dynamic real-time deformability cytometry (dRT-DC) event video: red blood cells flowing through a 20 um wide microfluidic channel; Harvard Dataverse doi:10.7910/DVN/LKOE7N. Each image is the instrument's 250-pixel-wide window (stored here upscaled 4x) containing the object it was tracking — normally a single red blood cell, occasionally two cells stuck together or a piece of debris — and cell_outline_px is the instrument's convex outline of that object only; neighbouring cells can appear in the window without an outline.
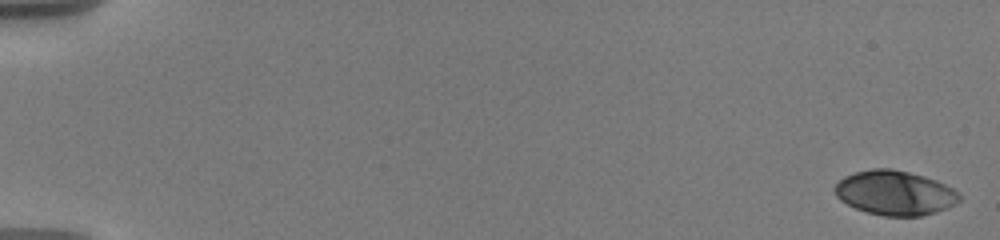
{"species": "human", "species_latin": "Homo sapiens", "temperature_condition": "warm", "stored_images_in_passage": 12, "camera_frame_rate_fps": 3000, "um_per_image_px": 0.085, "donor": {"sex": "male"}, "frame": {"image": 1, "passage_image": 1, "time_ms": 0.0, "image_size_px": [1000, 240], "cell_outline_px": [[960, 200], [956, 204], [948, 208], [936, 212], [920, 216], [884, 216], [868, 212], [856, 208], [840, 200], [836, 196], [832, 188], [844, 176], [856, 172], [872, 168], [892, 168], [924, 176], [936, 180], [952, 188], [960, 196]], "centroid_in_image_um": [76.05, 16.39], "position_along_channel_um": 8.9, "area_um2": 32.31}}
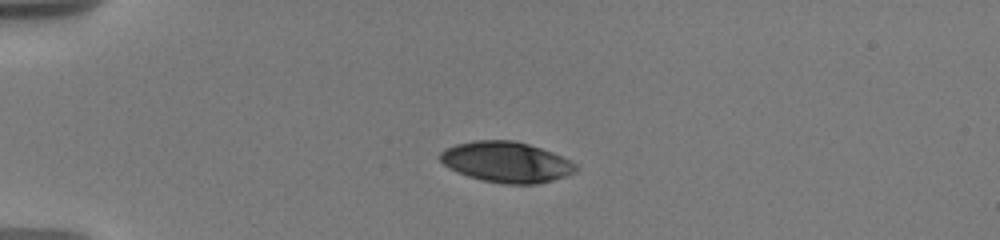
{"frame": {"image": 2, "passage_image": 9, "time_ms": 4.667, "image_size_px": [1000, 240], "cell_outline_px": [[580, 168], [564, 176], [552, 180], [536, 184], [504, 184], [484, 180], [468, 176], [456, 172], [448, 168], [440, 160], [440, 152], [444, 148], [456, 144], [476, 140], [512, 140], [528, 144], [552, 152], [576, 164]], "centroid_in_image_um": [43.0, 13.77], "position_along_channel_um": 42.0, "area_um2": 31.96}}
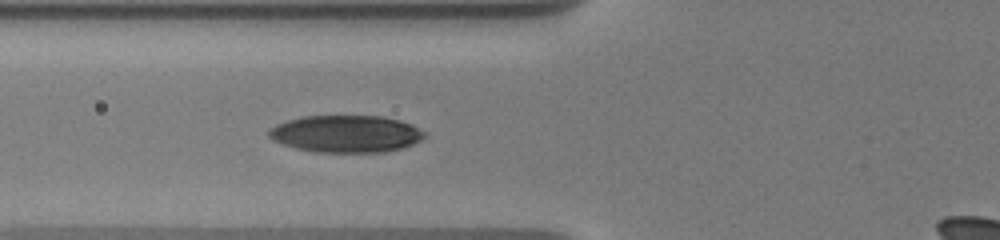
{"frame": {"image": 3, "passage_image": 12, "time_ms": 7.333, "image_size_px": [1000, 240], "cell_outline_px": [[428, 136], [412, 144], [400, 148], [384, 152], [316, 152], [296, 148], [272, 140], [268, 136], [268, 132], [276, 124], [300, 116], [380, 116], [400, 120], [412, 124], [428, 132]], "centroid_in_image_um": [29.45, 11.37], "position_along_channel_um": 96.4, "area_um2": 33.81}}